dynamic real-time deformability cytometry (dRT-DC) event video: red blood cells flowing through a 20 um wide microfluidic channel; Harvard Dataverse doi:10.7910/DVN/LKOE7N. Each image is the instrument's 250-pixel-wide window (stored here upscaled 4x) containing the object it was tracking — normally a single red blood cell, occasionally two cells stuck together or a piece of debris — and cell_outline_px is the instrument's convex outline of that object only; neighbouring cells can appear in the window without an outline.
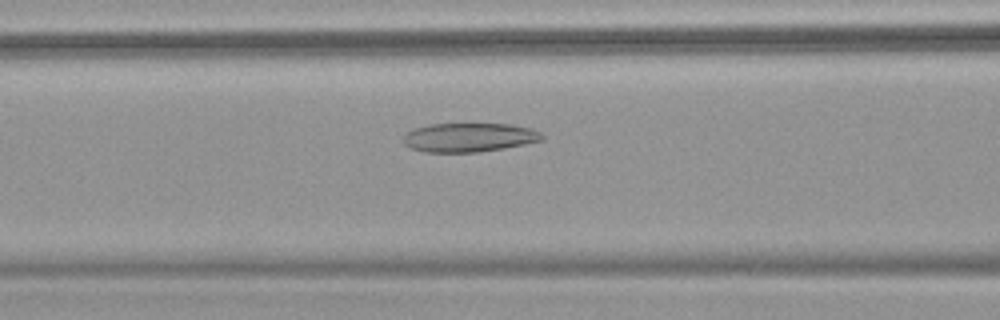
{"species": "common noctule bat (a hibernating species)", "species_latin": "Nyctalus noctula", "temperature_condition": "warm", "stored_images_in_passage": 51, "camera_frame_rate_fps": 3000, "um_per_image_px": 0.085, "animal": {"sex": "female", "body_mass_g": 18.4}, "frame": {"image": 1, "passage_image": 20, "time_ms": 6.333, "image_size_px": [1000, 320], "cell_outline_px": [[544, 140], [504, 148], [476, 152], [424, 152], [412, 148], [404, 144], [404, 136], [412, 128], [428, 124], [512, 124], [528, 128], [540, 132], [544, 136]], "centroid_in_image_um": [39.86, 11.68], "position_along_channel_um": 126.7, "area_um2": 23.35}}
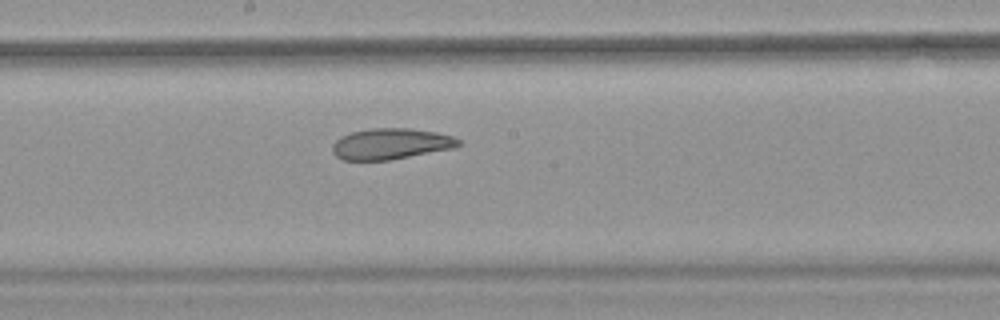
{"frame": {"image": 2, "passage_image": 27, "time_ms": 8.667, "image_size_px": [1000, 320], "cell_outline_px": [[460, 144], [452, 148], [388, 160], [344, 160], [336, 156], [332, 152], [332, 144], [340, 136], [352, 132], [372, 128], [408, 128], [436, 132], [452, 136], [460, 140]], "centroid_in_image_um": [33.17, 12.22], "position_along_channel_um": 215.0, "area_um2": 22.54}}
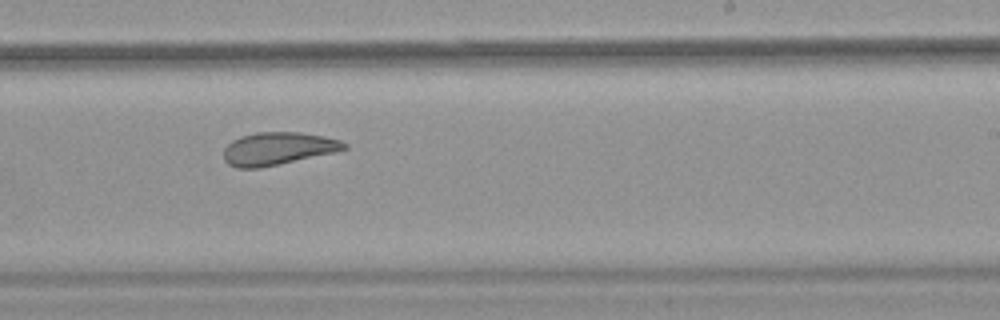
{"frame": {"image": 3, "passage_image": 31, "time_ms": 10.0, "image_size_px": [1000, 320], "cell_outline_px": [[348, 148], [336, 152], [260, 168], [236, 168], [228, 164], [224, 160], [224, 148], [232, 140], [240, 136], [256, 132], [300, 132], [324, 136], [340, 140], [348, 144]], "centroid_in_image_um": [23.62, 12.63], "position_along_channel_um": 265.4, "area_um2": 23.12}, "authors_computed_cell_mechanics": {"area_um2": 28.2064, "velocity_mm_per_s": 3.7877, "shape_relaxation_time_tau1_ms": null, "shape_relaxation_time_tau2_ms": 2.7184, "deformation_change_tau1": null, "deformation_change_tau2": 0.1014}}